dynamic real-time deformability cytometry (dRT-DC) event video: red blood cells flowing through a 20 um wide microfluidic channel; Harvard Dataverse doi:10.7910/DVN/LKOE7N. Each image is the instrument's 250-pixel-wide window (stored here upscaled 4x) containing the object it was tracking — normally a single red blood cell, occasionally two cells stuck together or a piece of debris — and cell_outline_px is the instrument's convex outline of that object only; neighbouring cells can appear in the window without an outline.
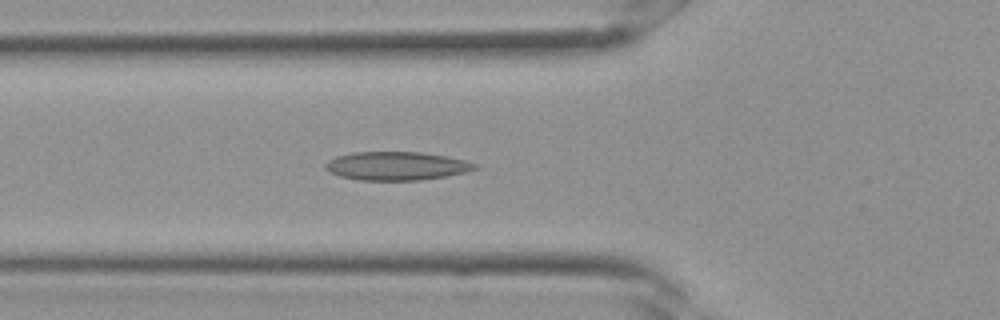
{"species": "Egyptian fruit bat (a non-hibernating species)", "species_latin": "Rousettus aegyptiacus", "temperature_condition": "room temperature", "stored_images_in_passage": 27, "camera_frame_rate_fps": 3000, "um_per_image_px": 0.085, "frame": {"image": 1, "passage_image": 10, "time_ms": 3.0, "image_size_px": [1000, 320], "cell_outline_px": [[476, 168], [464, 172], [448, 176], [420, 180], [360, 180], [340, 176], [328, 172], [324, 168], [324, 164], [328, 160], [336, 156], [352, 152], [420, 152], [448, 156], [464, 160], [476, 164]], "centroid_in_image_um": [33.65, 14.1], "position_along_channel_um": 92.1, "area_um2": 24.85}}
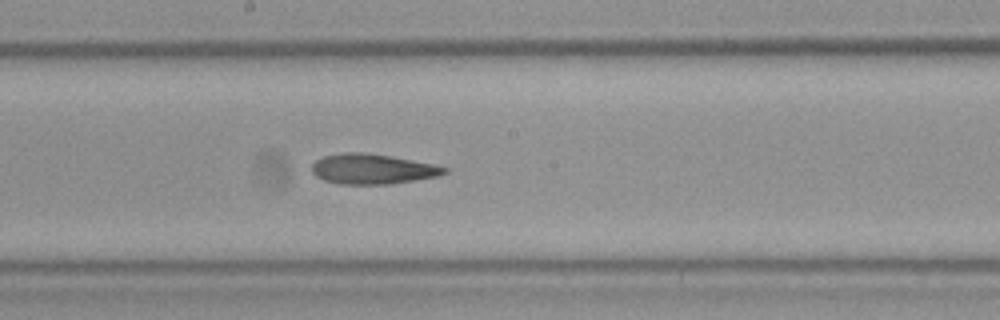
{"frame": {"image": 2, "passage_image": 16, "time_ms": 5.0, "image_size_px": [1000, 320], "cell_outline_px": [[448, 172], [440, 176], [388, 184], [340, 184], [324, 180], [316, 176], [312, 172], [312, 164], [316, 160], [324, 156], [344, 152], [364, 152], [392, 156], [432, 164], [448, 168]], "centroid_in_image_um": [31.66, 14.36], "position_along_channel_um": 216.5, "area_um2": 23.24}}
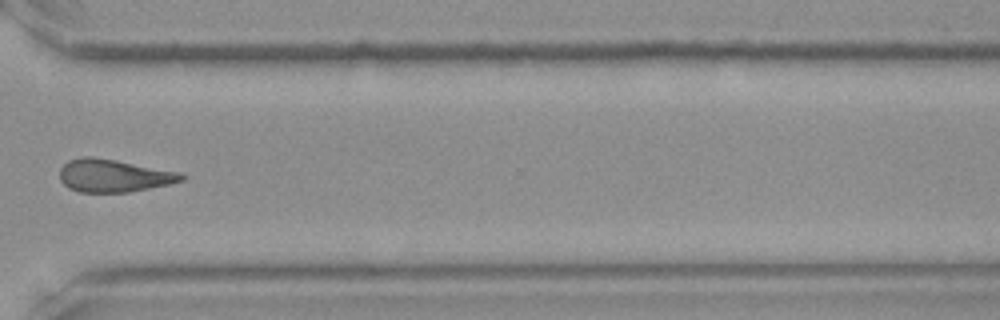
{"frame": {"image": 3, "passage_image": 23, "time_ms": 7.333, "image_size_px": [1000, 320], "cell_outline_px": [[188, 176], [184, 180], [168, 184], [128, 192], [80, 192], [68, 188], [60, 180], [60, 168], [68, 160], [84, 156], [92, 156], [116, 160], [184, 172]], "centroid_in_image_um": [9.7, 14.92], "position_along_channel_um": 360.9, "area_um2": 23.47}}